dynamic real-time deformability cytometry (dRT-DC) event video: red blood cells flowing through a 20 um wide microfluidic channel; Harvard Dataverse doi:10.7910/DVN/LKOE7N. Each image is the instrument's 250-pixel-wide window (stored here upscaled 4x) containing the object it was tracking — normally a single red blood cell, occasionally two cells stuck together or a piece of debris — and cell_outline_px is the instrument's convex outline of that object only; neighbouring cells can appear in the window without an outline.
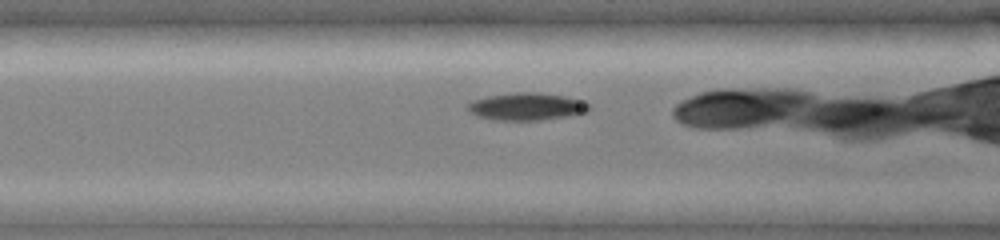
{"species": "common noctule bat (a hibernating species)", "species_latin": "Nyctalus noctula", "temperature_condition": "cold", "stored_images_in_passage": 32, "camera_frame_rate_fps": 3000, "um_per_image_px": 0.085, "animal": {"sex": "female", "body_mass_g": 19.0, "forearm_length_mm": 51.5}, "frame": {"image": 1, "passage_image": 5, "time_ms": 1.333, "image_size_px": [1000, 240], "cell_outline_px": [[592, 108], [588, 112], [568, 116], [540, 120], [492, 120], [476, 116], [468, 112], [468, 104], [472, 100], [488, 96], [516, 92], [536, 92], [564, 96], [584, 100]], "centroid_in_image_um": [44.77, 9.06], "position_along_channel_um": 121.8, "area_um2": 19.59}}
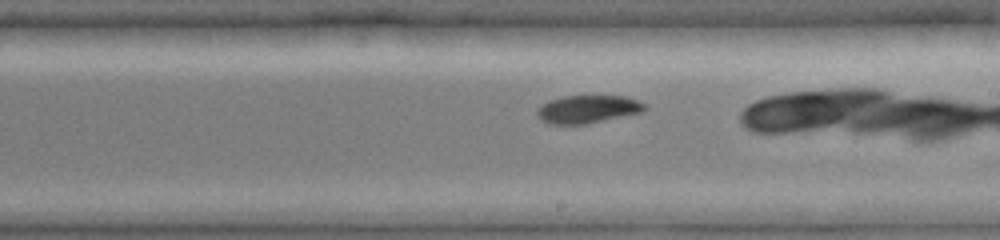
{"frame": {"image": 2, "passage_image": 15, "time_ms": 4.333, "image_size_px": [1000, 240], "cell_outline_px": [[648, 108], [640, 112], [584, 124], [548, 124], [540, 120], [536, 116], [536, 112], [548, 100], [564, 96], [624, 96], [648, 104]], "centroid_in_image_um": [49.94, 9.28], "position_along_channel_um": 239.1, "area_um2": 17.34}}
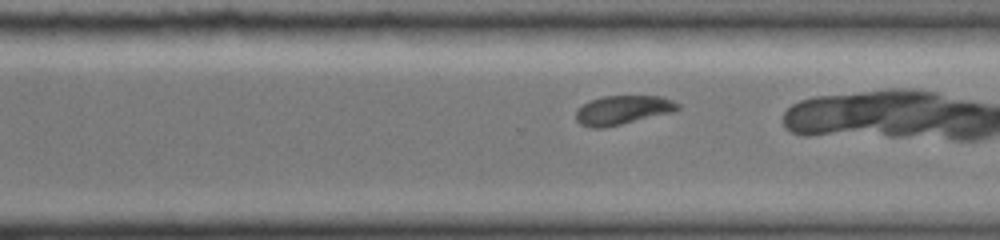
{"frame": {"image": 3, "passage_image": 22, "time_ms": 6.333, "image_size_px": [1000, 240], "cell_outline_px": [[680, 108], [672, 112], [604, 128], [592, 128], [580, 124], [576, 120], [576, 108], [592, 100], [604, 96], [660, 96], [672, 100], [680, 104]], "centroid_in_image_um": [52.91, 9.35], "position_along_channel_um": 317.7, "area_um2": 17.11}, "authors_computed_cell_mechanics": {"area_um2": 19.3052, "velocity_mm_per_s": 3.925, "shape_relaxation_time_tau1_ms": 1.9804, "shape_relaxation_time_tau2_ms": 8.4278, "deformation_change_tau1": 0.0895, "deformation_change_tau2": 0.1114}}